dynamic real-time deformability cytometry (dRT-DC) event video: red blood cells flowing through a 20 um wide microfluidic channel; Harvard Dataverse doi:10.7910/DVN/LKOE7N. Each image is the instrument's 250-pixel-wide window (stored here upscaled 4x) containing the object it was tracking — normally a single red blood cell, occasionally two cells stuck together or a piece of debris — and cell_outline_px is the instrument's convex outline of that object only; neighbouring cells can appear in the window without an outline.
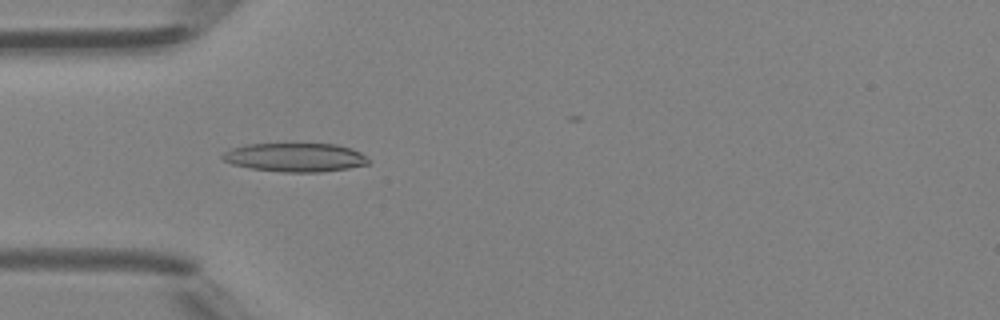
{"species": "Egyptian fruit bat (a non-hibernating species)", "species_latin": "Rousettus aegyptiacus", "temperature_condition": "room temperature", "stored_images_in_passage": 26, "camera_frame_rate_fps": 3000, "um_per_image_px": 0.085, "animal": {"sex": "female"}, "frame": {"image": 1, "passage_image": 14, "time_ms": 4.333, "image_size_px": [1000, 320], "cell_outline_px": [[372, 160], [368, 164], [348, 168], [320, 172], [284, 172], [248, 168], [232, 164], [224, 160], [220, 156], [224, 152], [232, 148], [248, 144], [336, 144], [352, 148], [360, 152]], "centroid_in_image_um": [25.11, 13.38], "position_along_channel_um": 59.9, "area_um2": 24.51}}
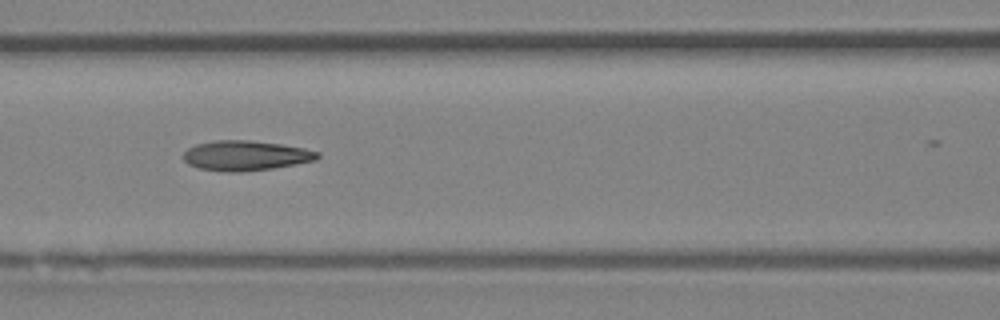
{"frame": {"image": 2, "passage_image": 20, "time_ms": 6.333, "image_size_px": [1000, 320], "cell_outline_px": [[320, 156], [316, 160], [296, 164], [272, 168], [240, 172], [224, 172], [196, 168], [188, 164], [184, 160], [184, 152], [188, 148], [196, 144], [216, 140], [248, 140], [280, 144], [304, 148], [320, 152]], "centroid_in_image_um": [20.87, 13.23], "position_along_channel_um": 145.7, "area_um2": 23.47}}
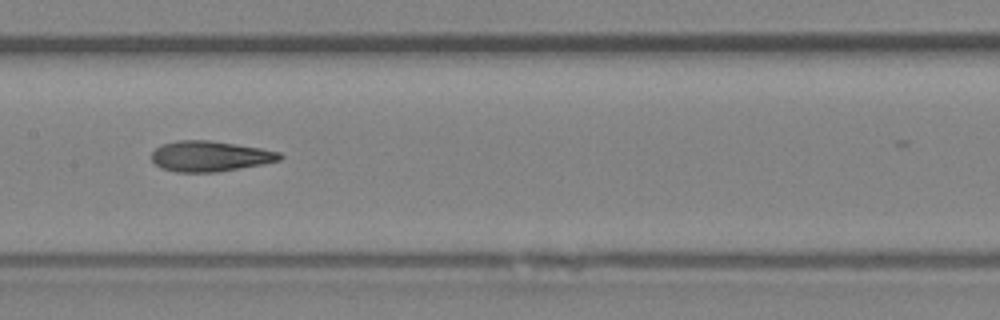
{"frame": {"image": 3, "passage_image": 23, "time_ms": 7.333, "image_size_px": [1000, 320], "cell_outline_px": [[284, 156], [280, 160], [240, 168], [216, 172], [176, 172], [160, 168], [152, 160], [152, 152], [160, 144], [176, 140], [208, 140], [236, 144], [260, 148], [280, 152]], "centroid_in_image_um": [17.82, 13.27], "position_along_channel_um": 189.6, "area_um2": 22.77}}